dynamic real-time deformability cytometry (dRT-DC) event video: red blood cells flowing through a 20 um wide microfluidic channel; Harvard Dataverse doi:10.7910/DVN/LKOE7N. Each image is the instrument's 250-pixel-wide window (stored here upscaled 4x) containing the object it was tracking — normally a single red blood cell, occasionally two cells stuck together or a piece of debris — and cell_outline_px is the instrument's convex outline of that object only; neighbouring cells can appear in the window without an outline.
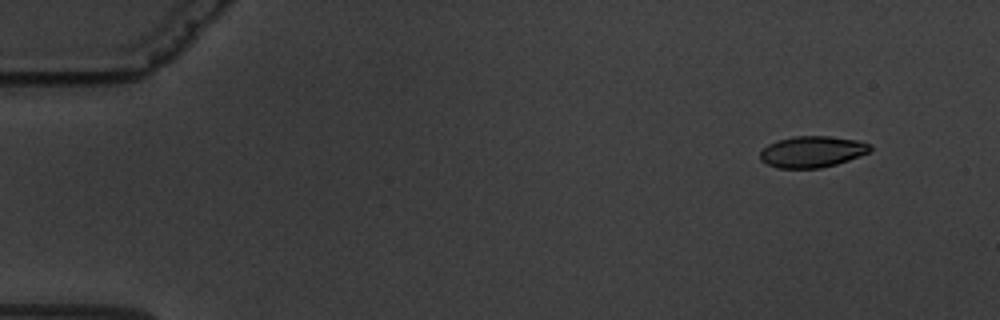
{"species": "common noctule bat (a hibernating species)", "species_latin": "Nyctalus noctula", "temperature_condition": "warm", "stored_images_in_passage": 56, "camera_frame_rate_fps": 3000, "um_per_image_px": 0.085, "animal": {"sex": "male", "body_mass_g": 19.5, "forearm_length_mm": 54.6}, "frame": {"image": 1, "passage_image": 1, "time_ms": 0.0, "image_size_px": [1000, 320], "cell_outline_px": [[872, 148], [868, 152], [848, 160], [836, 164], [820, 168], [776, 168], [760, 160], [760, 152], [768, 144], [780, 140], [796, 136], [828, 136], [856, 140], [868, 144]], "centroid_in_image_um": [69.0, 12.9], "position_along_channel_um": 16.0, "area_um2": 19.77}}
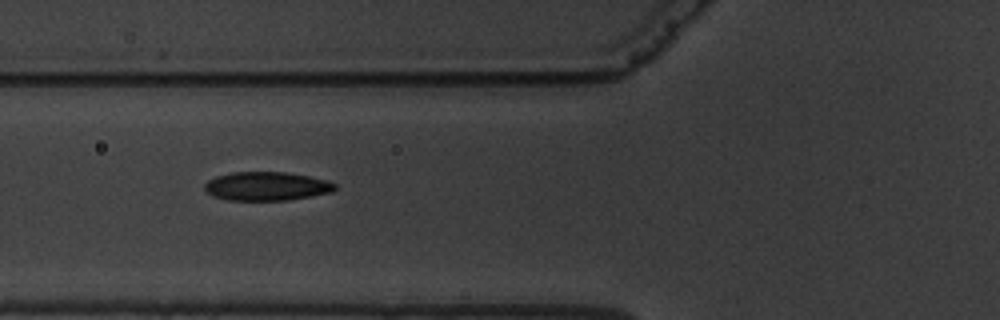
{"frame": {"image": 2, "passage_image": 19, "time_ms": 6.0, "image_size_px": [1000, 320], "cell_outline_px": [[336, 188], [332, 192], [312, 196], [288, 200], [228, 200], [212, 196], [204, 188], [204, 184], [208, 180], [216, 176], [232, 172], [284, 172], [308, 176], [328, 180], [336, 184]], "centroid_in_image_um": [22.66, 15.83], "position_along_channel_um": 103.1, "area_um2": 21.85}}
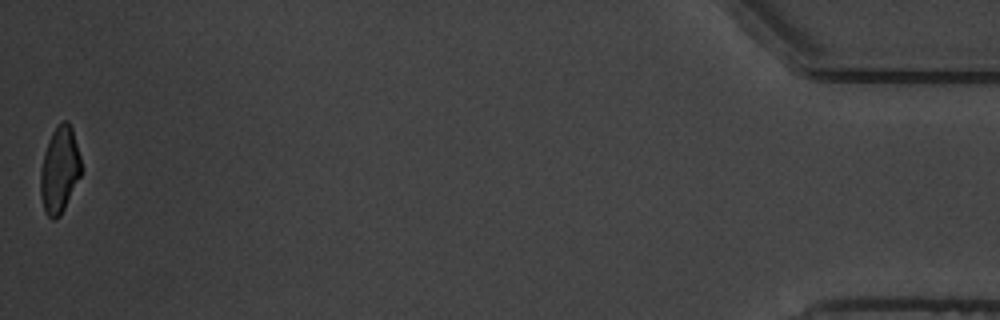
{"frame": {"image": 3, "passage_image": 56, "time_ms": 18.333, "image_size_px": [1000, 320], "cell_outline_px": [[80, 176], [60, 216], [52, 220], [44, 212], [40, 196], [40, 172], [44, 152], [48, 140], [52, 132], [64, 120], [68, 120], [72, 128], [80, 156]], "centroid_in_image_um": [5.03, 14.45], "position_along_channel_um": 430.2, "area_um2": 20.29}, "authors_computed_cell_mechanics": {"area_um2": 21.7906, "velocity_mm_per_s": 3.3891, "shape_relaxation_time_tau1_ms": 4.6223, "shape_relaxation_time_tau2_ms": 1.6217, "deformation_change_tau1": 0.1659, "deformation_change_tau2": 0.0585}}